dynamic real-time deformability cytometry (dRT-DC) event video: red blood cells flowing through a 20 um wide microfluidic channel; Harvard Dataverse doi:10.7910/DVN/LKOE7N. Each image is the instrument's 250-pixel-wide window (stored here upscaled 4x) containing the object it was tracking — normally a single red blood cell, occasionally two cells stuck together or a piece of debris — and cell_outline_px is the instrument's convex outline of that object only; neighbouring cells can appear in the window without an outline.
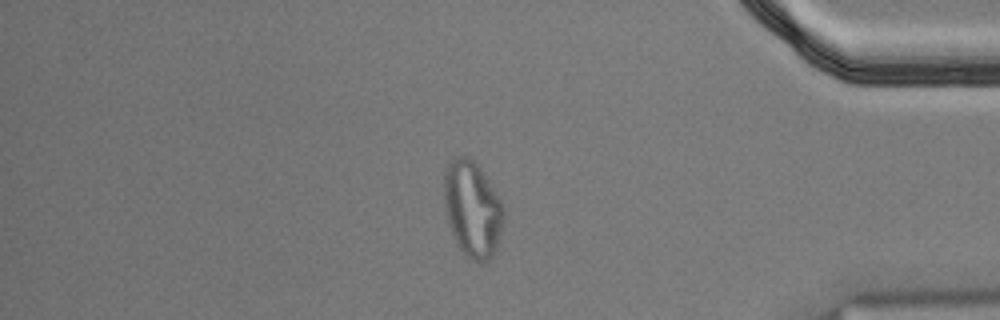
{"species": "Egyptian fruit bat (a non-hibernating species)", "species_latin": "Rousettus aegyptiacus", "temperature_condition": "cold", "stored_images_in_passage": 55, "segment_of_instrument_passage": [2, 2], "camera_frame_rate_fps": 3000, "um_per_image_px": 0.085, "animal": {"sex": "male"}, "frame": {"image": 1, "passage_image": 47, "time_ms": 15.333, "image_size_px": [1000, 320], "cell_outline_px": [[504, 220], [496, 248], [492, 256], [484, 264], [480, 264], [468, 260], [464, 256], [456, 244], [452, 236], [448, 224], [444, 208], [444, 172], [448, 160], [456, 156], [468, 156], [480, 168], [500, 196], [504, 204]], "centroid_in_image_um": [40.14, 17.8], "position_along_channel_um": 395.1, "area_um2": 34.33}}